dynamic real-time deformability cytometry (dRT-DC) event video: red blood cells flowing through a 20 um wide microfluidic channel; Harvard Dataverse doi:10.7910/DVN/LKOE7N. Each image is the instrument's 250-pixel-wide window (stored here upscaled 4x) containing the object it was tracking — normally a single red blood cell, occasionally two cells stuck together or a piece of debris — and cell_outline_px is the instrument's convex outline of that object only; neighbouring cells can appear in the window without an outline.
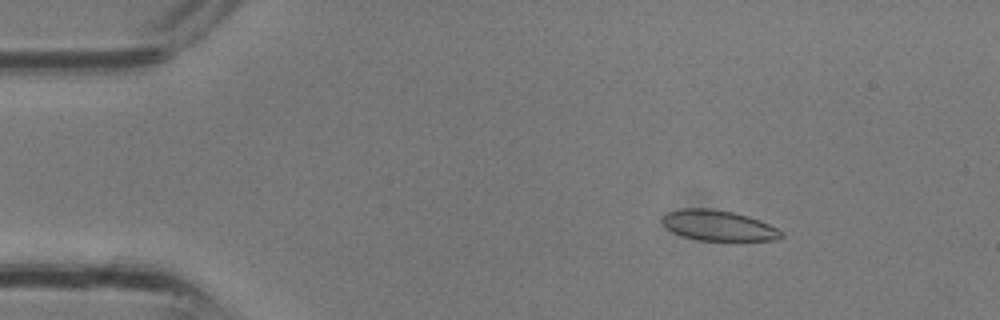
{"species": "common noctule bat (a hibernating species)", "species_latin": "Nyctalus noctula", "temperature_condition": "room temperature", "stored_images_in_passage": 3, "camera_frame_rate_fps": 3000, "um_per_image_px": 0.085, "animal": {"sex": "male", "body_mass_g": 13.3}, "frame": {"image": 1, "passage_image": 2, "time_ms": 0.333, "image_size_px": [1000, 320], "cell_outline_px": [[784, 236], [776, 240], [700, 240], [684, 236], [672, 232], [660, 220], [668, 212], [680, 208], [708, 208], [732, 212], [748, 216], [760, 220], [784, 232]], "centroid_in_image_um": [61.07, 19.16], "position_along_channel_um": 23.9, "area_um2": 20.92}}